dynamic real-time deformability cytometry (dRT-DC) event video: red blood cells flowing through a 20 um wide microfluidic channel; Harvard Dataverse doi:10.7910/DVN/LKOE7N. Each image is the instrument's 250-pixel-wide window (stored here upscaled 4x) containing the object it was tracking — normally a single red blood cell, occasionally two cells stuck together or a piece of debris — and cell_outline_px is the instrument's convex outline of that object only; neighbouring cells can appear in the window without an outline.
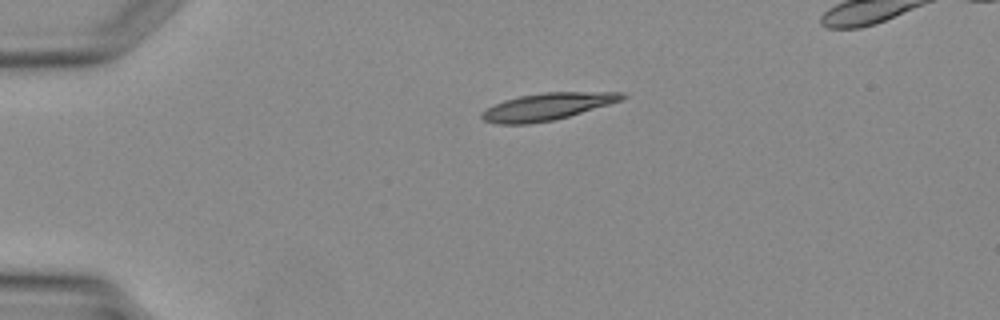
{"species": "Egyptian fruit bat (a non-hibernating species)", "species_latin": "Rousettus aegyptiacus", "temperature_condition": "warm", "stored_images_in_passage": 2, "camera_frame_rate_fps": 3000, "um_per_image_px": 0.085, "animal": {"sex": "female"}, "frame": {"image": 1, "passage_image": 2, "time_ms": 1.333, "image_size_px": [1000, 320], "cell_outline_px": [[628, 96], [620, 100], [608, 104], [568, 116], [552, 120], [528, 124], [496, 124], [484, 120], [480, 116], [480, 112], [504, 100], [520, 96], [544, 92], [624, 92]], "centroid_in_image_um": [46.48, 9.06], "position_along_channel_um": 38.5, "area_um2": 21.85}}